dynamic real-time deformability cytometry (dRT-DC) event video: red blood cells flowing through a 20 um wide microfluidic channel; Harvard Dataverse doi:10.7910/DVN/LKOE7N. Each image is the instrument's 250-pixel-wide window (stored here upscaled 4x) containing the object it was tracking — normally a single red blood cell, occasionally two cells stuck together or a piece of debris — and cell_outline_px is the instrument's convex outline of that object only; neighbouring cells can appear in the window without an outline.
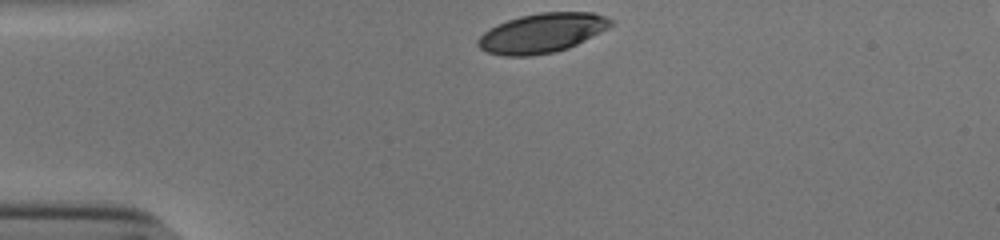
{"species": "human", "species_latin": "Homo sapiens", "temperature_condition": "cold", "stored_images_in_passage": 31, "camera_frame_rate_fps": 3000, "um_per_image_px": 0.085, "donor": {"sex": "male"}, "frame": {"image": 1, "passage_image": 1, "time_ms": 0.0, "image_size_px": [1000, 240], "cell_outline_px": [[616, 20], [608, 28], [568, 48], [556, 52], [532, 56], [504, 56], [488, 52], [480, 48], [476, 44], [476, 40], [488, 28], [496, 24], [520, 16], [540, 12], [592, 12]], "centroid_in_image_um": [46.05, 2.81], "position_along_channel_um": 39.0, "area_um2": 30.63}}
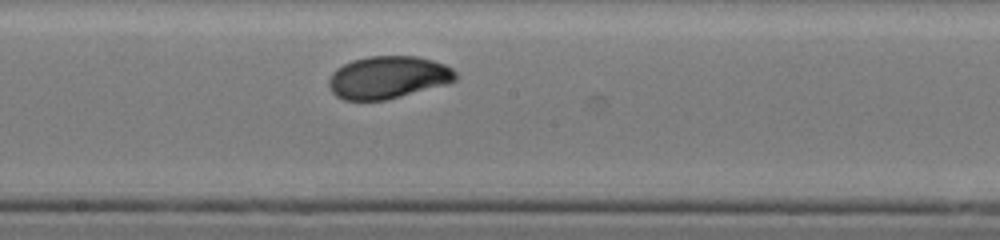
{"frame": {"image": 2, "passage_image": 18, "time_ms": 5.667, "image_size_px": [1000, 240], "cell_outline_px": [[460, 76], [456, 80], [448, 84], [388, 100], [344, 100], [336, 96], [332, 92], [328, 84], [328, 80], [332, 72], [336, 68], [352, 60], [368, 56], [416, 56], [432, 60], [444, 64], [452, 68]], "centroid_in_image_um": [33.0, 6.58], "position_along_channel_um": 215.2, "area_um2": 31.79}}
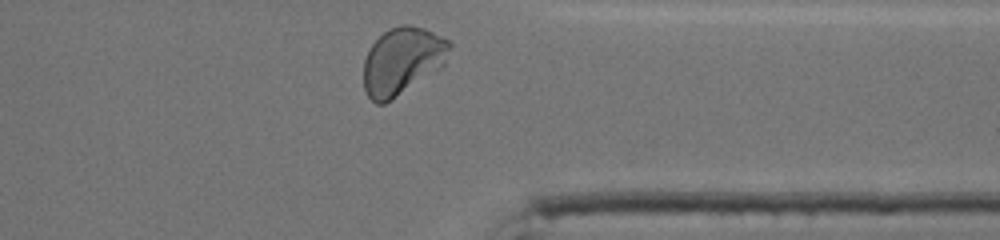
{"frame": {"image": 3, "passage_image": 31, "time_ms": 10.0, "image_size_px": [1000, 240], "cell_outline_px": [[452, 44], [444, 64], [440, 68], [384, 104], [376, 104], [364, 92], [364, 60], [372, 44], [388, 28], [400, 24], [412, 24], [424, 28], [452, 40]], "centroid_in_image_um": [34.2, 5.14], "position_along_channel_um": 377.2, "area_um2": 33.7}, "authors_computed_cell_mechanics": {"area_um2": 31.2698, "velocity_mm_per_s": 3.8139, "shape_relaxation_time_tau1_ms": 3.4426, "shape_relaxation_time_tau2_ms": 0.6287, "deformation_change_tau1": 0.1425, "deformation_change_tau2": 0.0346}}